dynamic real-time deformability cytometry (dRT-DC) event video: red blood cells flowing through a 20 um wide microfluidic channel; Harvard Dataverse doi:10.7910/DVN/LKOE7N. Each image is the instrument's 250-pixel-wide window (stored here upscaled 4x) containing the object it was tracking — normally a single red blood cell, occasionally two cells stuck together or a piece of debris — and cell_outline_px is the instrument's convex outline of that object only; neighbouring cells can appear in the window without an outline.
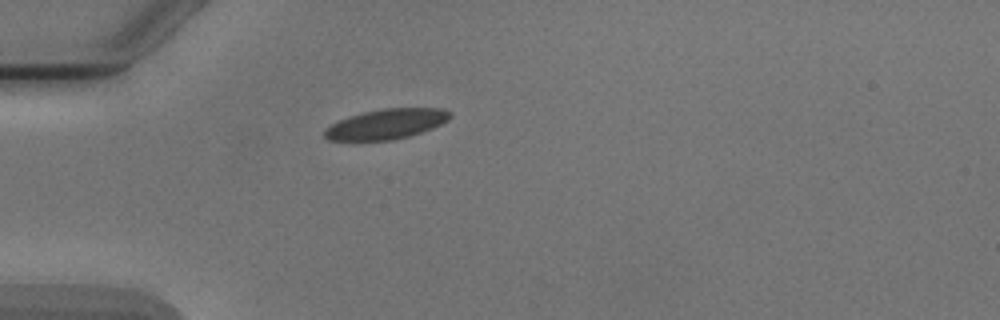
{"species": "Egyptian fruit bat (a non-hibernating species)", "species_latin": "Rousettus aegyptiacus", "temperature_condition": "cold", "stored_images_in_passage": 1, "camera_frame_rate_fps": 3000, "um_per_image_px": 0.085, "animal": {"sex": "male"}, "frame": {"image": 1, "passage_image": 1, "time_ms": 0.0, "image_size_px": [1000, 320], "cell_outline_px": [[452, 116], [448, 120], [432, 128], [408, 136], [392, 140], [328, 140], [324, 136], [324, 128], [348, 116], [364, 112], [384, 108], [444, 108], [452, 112]], "centroid_in_image_um": [32.85, 10.53], "position_along_channel_um": 52.1, "area_um2": 21.91}}